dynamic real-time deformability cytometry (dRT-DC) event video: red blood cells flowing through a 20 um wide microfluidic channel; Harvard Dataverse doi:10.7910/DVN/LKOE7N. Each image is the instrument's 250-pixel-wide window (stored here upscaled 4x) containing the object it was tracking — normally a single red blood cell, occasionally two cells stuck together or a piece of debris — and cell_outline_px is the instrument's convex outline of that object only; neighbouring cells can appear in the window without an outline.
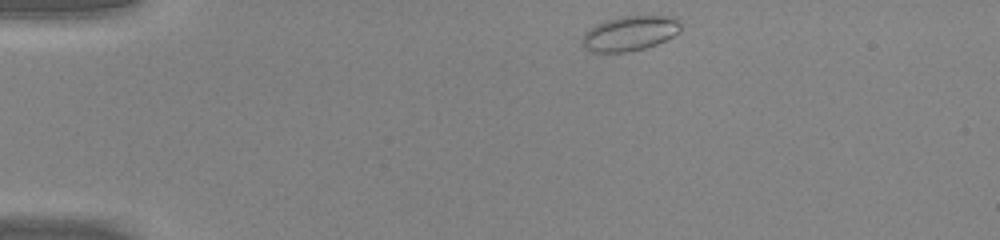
{"species": "common noctule bat (a hibernating species)", "species_latin": "Nyctalus noctula", "temperature_condition": "warm", "stored_images_in_passage": 40, "camera_frame_rate_fps": 3000, "um_per_image_px": 0.085, "animal": {"sex": "male", "body_mass_g": 20.0, "forearm_length_mm": 53.3}, "frame": {"image": 1, "passage_image": 1, "time_ms": 0.0, "image_size_px": [1000, 240], "cell_outline_px": [[680, 32], [656, 44], [644, 48], [628, 52], [592, 52], [584, 48], [584, 32], [596, 24], [604, 20], [624, 16], [672, 16], [680, 24]], "centroid_in_image_um": [53.52, 2.83], "position_along_channel_um": 31.5, "area_um2": 19.77}}
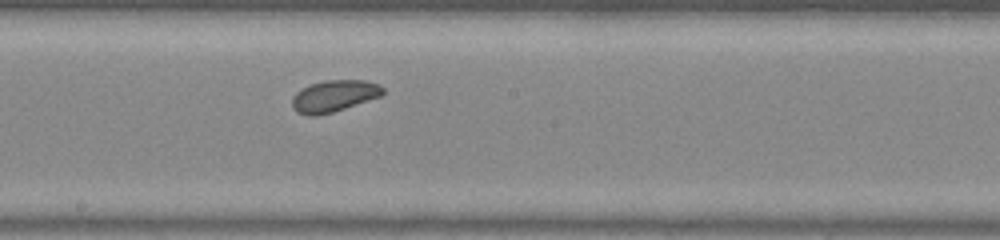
{"frame": {"image": 2, "passage_image": 19, "time_ms": 6.0, "image_size_px": [1000, 240], "cell_outline_px": [[384, 92], [380, 96], [332, 112], [316, 116], [308, 116], [296, 112], [292, 108], [292, 96], [296, 92], [308, 84], [324, 80], [364, 80], [380, 84], [384, 88]], "centroid_in_image_um": [28.35, 8.15], "position_along_channel_um": 219.8, "area_um2": 16.82}}
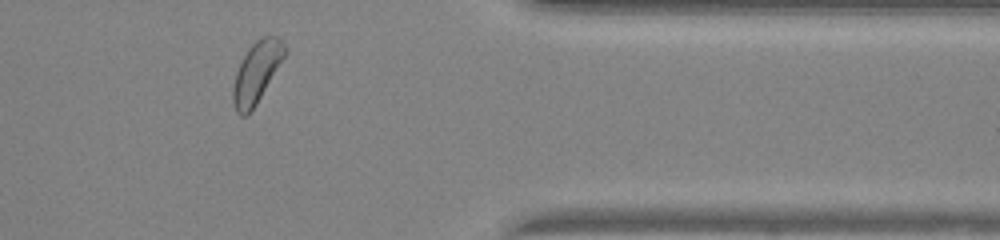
{"frame": {"image": 3, "passage_image": 32, "time_ms": 10.333, "image_size_px": [1000, 240], "cell_outline_px": [[288, 52], [256, 104], [244, 116], [240, 116], [236, 112], [232, 100], [232, 88], [236, 72], [248, 48], [260, 36], [276, 36], [288, 48]], "centroid_in_image_um": [21.82, 6.12], "position_along_channel_um": 389.6, "area_um2": 18.32}, "authors_computed_cell_mechanics": {"area_um2": 17.6001, "velocity_mm_per_s": 4.2679, "shape_relaxation_time_tau1_ms": 1.5646, "shape_relaxation_time_tau2_ms": null, "deformation_change_tau1": 0.0457, "deformation_change_tau2": null}}